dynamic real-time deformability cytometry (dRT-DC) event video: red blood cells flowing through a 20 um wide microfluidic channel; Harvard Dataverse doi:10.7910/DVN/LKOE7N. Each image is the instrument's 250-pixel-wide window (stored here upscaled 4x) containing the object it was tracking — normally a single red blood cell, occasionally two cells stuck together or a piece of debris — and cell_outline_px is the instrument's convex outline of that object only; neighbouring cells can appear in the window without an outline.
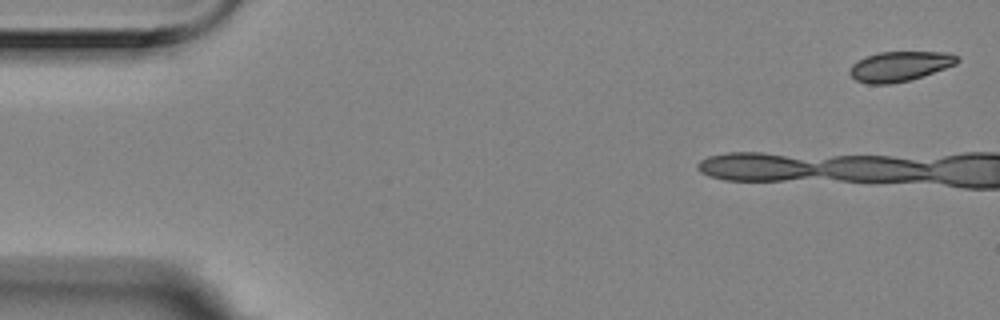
{"species": "Egyptian fruit bat (a non-hibernating species)", "species_latin": "Rousettus aegyptiacus", "temperature_condition": "room temperature", "stored_images_in_passage": 7, "camera_frame_rate_fps": 3000, "um_per_image_px": 0.085, "animal": {"sex": "female"}, "frame": {"image": 1, "passage_image": 1, "time_ms": 0.0, "image_size_px": [1000, 320], "cell_outline_px": [[960, 60], [956, 64], [908, 80], [892, 84], [868, 84], [856, 80], [848, 72], [852, 64], [868, 56], [880, 52], [948, 52], [960, 56]], "centroid_in_image_um": [76.48, 5.63], "position_along_channel_um": 8.5, "area_um2": 18.5}}